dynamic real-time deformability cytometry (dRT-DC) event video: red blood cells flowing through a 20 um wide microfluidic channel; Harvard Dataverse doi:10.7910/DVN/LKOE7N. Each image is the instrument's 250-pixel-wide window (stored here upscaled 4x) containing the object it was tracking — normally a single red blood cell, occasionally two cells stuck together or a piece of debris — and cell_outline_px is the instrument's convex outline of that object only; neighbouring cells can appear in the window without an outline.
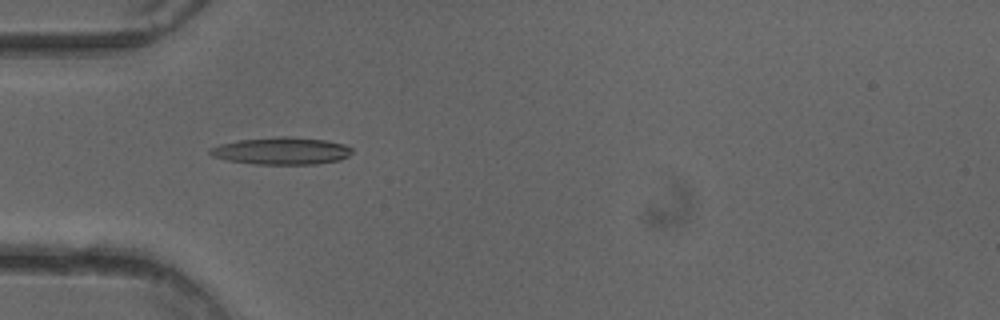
{"species": "common noctule bat (a hibernating species)", "species_latin": "Nyctalus noctula", "temperature_condition": "cold", "stored_images_in_passage": 51, "camera_frame_rate_fps": 3000, "um_per_image_px": 0.085, "animal": {"sex": "female"}, "frame": {"image": 1, "passage_image": 16, "time_ms": 5.0, "image_size_px": [1000, 320], "cell_outline_px": [[352, 152], [348, 156], [340, 160], [316, 164], [252, 164], [228, 160], [212, 156], [208, 152], [208, 148], [220, 144], [236, 140], [276, 136], [292, 136], [328, 140], [344, 144], [352, 148]], "centroid_in_image_um": [23.92, 12.81], "position_along_channel_um": 61.1, "area_um2": 22.89}}
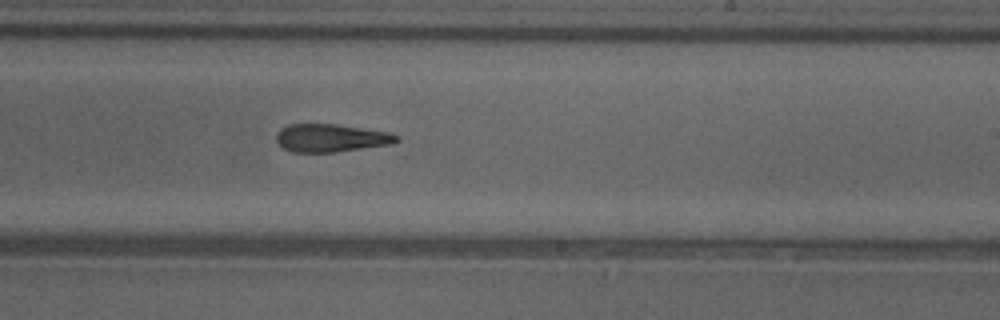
{"frame": {"image": 2, "passage_image": 31, "time_ms": 10.0, "image_size_px": [1000, 320], "cell_outline_px": [[400, 140], [392, 144], [336, 152], [292, 152], [284, 148], [276, 140], [276, 132], [280, 128], [288, 124], [336, 124], [392, 132], [400, 136]], "centroid_in_image_um": [28.16, 11.72], "position_along_channel_um": 260.8, "area_um2": 19.83}}
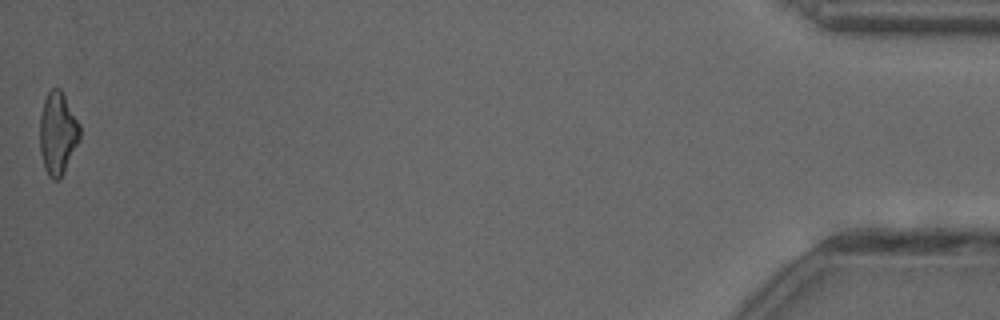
{"frame": {"image": 3, "passage_image": 51, "time_ms": 16.667, "image_size_px": [1000, 320], "cell_outline_px": [[80, 140], [60, 180], [52, 180], [48, 176], [44, 168], [40, 152], [40, 116], [44, 100], [48, 92], [52, 88], [60, 88], [80, 124]], "centroid_in_image_um": [4.91, 11.36], "position_along_channel_um": 430.3, "area_um2": 19.36}, "authors_computed_cell_mechanics": {"area_um2": 20.4612, "velocity_mm_per_s": 4.0406, "shape_relaxation_time_tau1_ms": null, "shape_relaxation_time_tau2_ms": 5.1801, "deformation_change_tau1": null, "deformation_change_tau2": 0.1851}}